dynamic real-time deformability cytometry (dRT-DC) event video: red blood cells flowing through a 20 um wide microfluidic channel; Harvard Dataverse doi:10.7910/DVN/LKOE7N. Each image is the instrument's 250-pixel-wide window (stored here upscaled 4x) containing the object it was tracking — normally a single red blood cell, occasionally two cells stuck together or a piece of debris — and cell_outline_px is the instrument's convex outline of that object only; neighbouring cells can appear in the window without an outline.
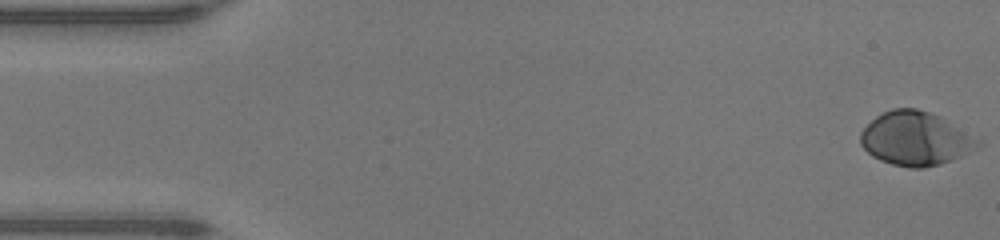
{"species": "human", "species_latin": "Homo sapiens", "temperature_condition": "warm", "stored_images_in_passage": 48, "camera_frame_rate_fps": 3000, "um_per_image_px": 0.085, "donor": {"sex": "male"}, "frame": {"image": 1, "passage_image": 1, "time_ms": 0.0, "image_size_px": [1000, 240], "cell_outline_px": [[984, 144], [952, 160], [940, 164], [924, 168], [912, 168], [892, 164], [880, 160], [872, 156], [860, 144], [860, 132], [876, 116], [892, 108], [916, 108], [940, 116], [980, 140]], "centroid_in_image_um": [77.81, 11.79], "position_along_channel_um": 7.2, "area_um2": 36.59}}
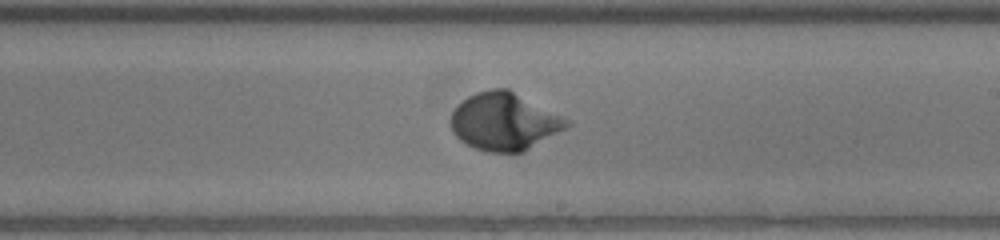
{"frame": {"image": 2, "passage_image": 28, "time_ms": 9.0, "image_size_px": [1000, 240], "cell_outline_px": [[572, 124], [568, 128], [524, 152], [488, 152], [464, 144], [452, 132], [448, 124], [448, 120], [452, 112], [468, 96], [476, 92], [488, 88], [508, 88], [572, 120]], "centroid_in_image_um": [42.88, 10.33], "position_along_channel_um": 246.1, "area_um2": 39.59}}
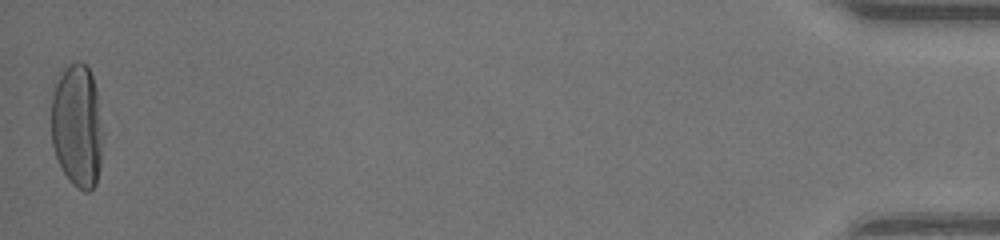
{"frame": {"image": 3, "passage_image": 48, "time_ms": 15.667, "image_size_px": [1000, 240], "cell_outline_px": [[104, 136], [100, 168], [96, 184], [88, 192], [84, 192], [72, 184], [64, 172], [56, 156], [52, 144], [52, 96], [56, 84], [60, 76], [68, 64], [76, 60], [80, 60], [88, 68], [92, 76], [96, 88]], "centroid_in_image_um": [6.6, 10.72], "position_along_channel_um": 428.6, "area_um2": 37.4}, "authors_computed_cell_mechanics": {"area_um2": 36.2406, "velocity_mm_per_s": 4.2957, "shape_relaxation_time_tau1_ms": 2.8679, "shape_relaxation_time_tau2_ms": null, "deformation_change_tau1": 0.2072, "deformation_change_tau2": null}}